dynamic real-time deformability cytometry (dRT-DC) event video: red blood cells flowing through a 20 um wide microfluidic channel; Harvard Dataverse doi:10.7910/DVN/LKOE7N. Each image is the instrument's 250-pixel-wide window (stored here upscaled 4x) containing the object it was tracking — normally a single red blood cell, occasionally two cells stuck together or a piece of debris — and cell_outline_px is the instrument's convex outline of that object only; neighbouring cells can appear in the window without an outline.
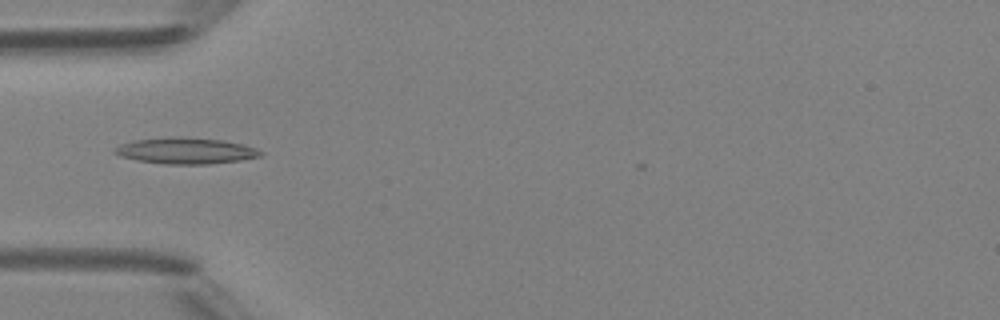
{"species": "Egyptian fruit bat (a non-hibernating species)", "species_latin": "Rousettus aegyptiacus", "temperature_condition": "room temperature", "stored_images_in_passage": 2, "camera_frame_rate_fps": 3000, "um_per_image_px": 0.085, "animal": {"sex": "female"}, "frame": {"image": 1, "passage_image": 2, "time_ms": 1.0, "image_size_px": [1000, 320], "cell_outline_px": [[264, 152], [260, 156], [240, 160], [208, 164], [164, 164], [140, 160], [120, 156], [112, 152], [120, 144], [132, 140], [172, 136], [180, 136], [224, 140], [256, 148]], "centroid_in_image_um": [15.77, 12.8], "position_along_channel_um": 69.2, "area_um2": 22.25}}